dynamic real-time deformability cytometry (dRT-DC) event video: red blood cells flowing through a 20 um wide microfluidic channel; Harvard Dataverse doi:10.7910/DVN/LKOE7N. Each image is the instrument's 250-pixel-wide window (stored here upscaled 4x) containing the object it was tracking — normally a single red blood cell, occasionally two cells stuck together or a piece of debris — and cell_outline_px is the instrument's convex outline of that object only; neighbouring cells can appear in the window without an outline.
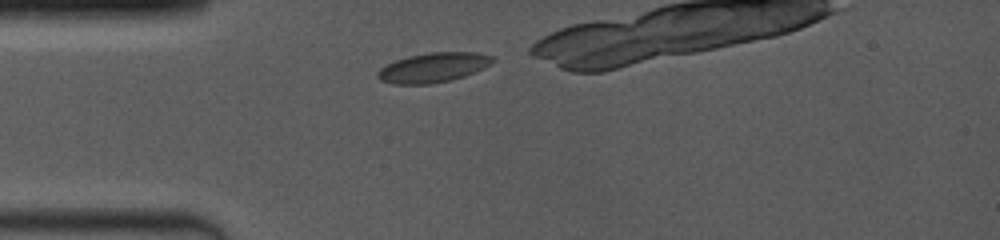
{"species": "common noctule bat (a hibernating species)", "species_latin": "Nyctalus noctula", "temperature_condition": "room temperature", "stored_images_in_passage": 7, "camera_frame_rate_fps": 4000, "um_per_image_px": 0.085, "animal": {"sex": "female", "body_mass_g": 19.0, "forearm_length_mm": 53.3}, "frame": {"image": 1, "passage_image": 1, "time_ms": 0.0, "image_size_px": [1000, 240], "cell_outline_px": [[496, 60], [484, 68], [464, 76], [452, 80], [432, 84], [396, 84], [380, 80], [376, 76], [376, 72], [380, 68], [396, 60], [408, 56], [428, 52], [476, 52], [492, 56]], "centroid_in_image_um": [36.83, 5.74], "position_along_channel_um": 48.2, "area_um2": 19.94}}
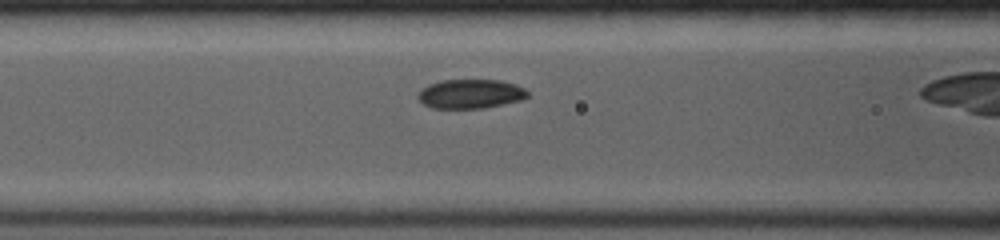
{"frame": {"image": 2, "passage_image": 6, "time_ms": 2.25, "image_size_px": [1000, 240], "cell_outline_px": [[528, 96], [520, 100], [504, 104], [484, 108], [432, 108], [424, 104], [416, 96], [428, 84], [440, 80], [500, 80], [516, 84], [524, 88], [528, 92]], "centroid_in_image_um": [40.0, 7.97], "position_along_channel_um": 126.6, "area_um2": 18.61}}